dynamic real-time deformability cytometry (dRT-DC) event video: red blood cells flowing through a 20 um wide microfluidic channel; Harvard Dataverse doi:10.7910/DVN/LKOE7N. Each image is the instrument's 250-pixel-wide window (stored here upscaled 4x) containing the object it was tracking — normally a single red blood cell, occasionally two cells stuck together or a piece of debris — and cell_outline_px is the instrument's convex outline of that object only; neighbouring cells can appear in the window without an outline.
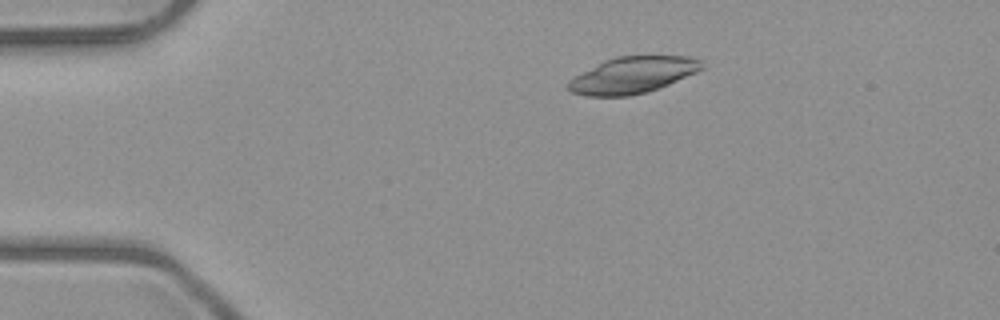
{"species": "common noctule bat (a hibernating species)", "species_latin": "Nyctalus noctula", "temperature_condition": "room temperature", "stored_images_in_passage": 3, "camera_frame_rate_fps": 3000, "um_per_image_px": 0.085, "animal": {"sex": "male", "body_mass_g": 23.1, "forearm_length_mm": 52.7}, "frame": {"image": 1, "passage_image": 2, "time_ms": 1.0, "image_size_px": [1000, 320], "cell_outline_px": [[704, 68], [696, 72], [668, 84], [644, 92], [628, 96], [588, 96], [572, 92], [568, 88], [568, 80], [604, 60], [616, 56], [688, 56], [700, 60]], "centroid_in_image_um": [53.76, 6.37], "position_along_channel_um": 31.2, "area_um2": 27.92}}